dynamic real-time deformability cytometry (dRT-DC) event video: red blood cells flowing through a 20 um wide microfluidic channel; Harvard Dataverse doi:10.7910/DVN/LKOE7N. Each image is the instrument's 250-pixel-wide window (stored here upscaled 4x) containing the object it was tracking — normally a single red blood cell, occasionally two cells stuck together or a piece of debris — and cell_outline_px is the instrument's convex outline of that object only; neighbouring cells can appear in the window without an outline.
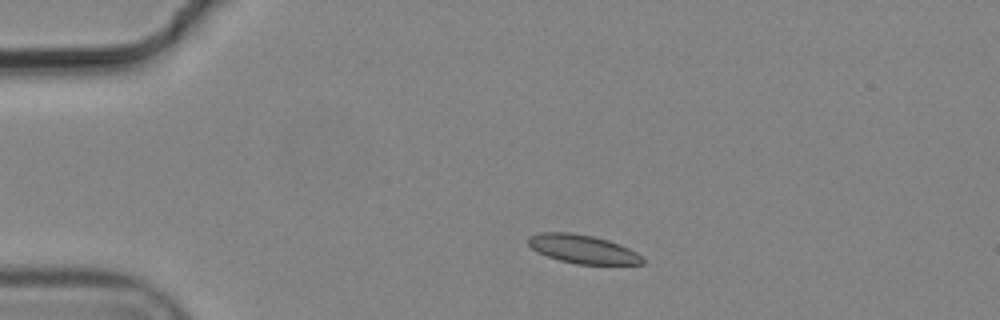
{"species": "common noctule bat (a hibernating species)", "species_latin": "Nyctalus noctula", "temperature_condition": "cold", "stored_images_in_passage": 3, "camera_frame_rate_fps": 3000, "um_per_image_px": 0.085, "animal": {"sex": "male", "body_mass_g": 19.2, "forearm_length_mm": 51.8}, "frame": {"image": 1, "passage_image": 1, "time_ms": 0.0, "image_size_px": [1000, 320], "cell_outline_px": [[644, 264], [576, 264], [560, 260], [536, 252], [528, 244], [528, 236], [540, 232], [572, 232], [592, 236], [608, 240], [620, 244], [644, 256]], "centroid_in_image_um": [49.53, 21.17], "position_along_channel_um": 35.5, "area_um2": 19.13}}
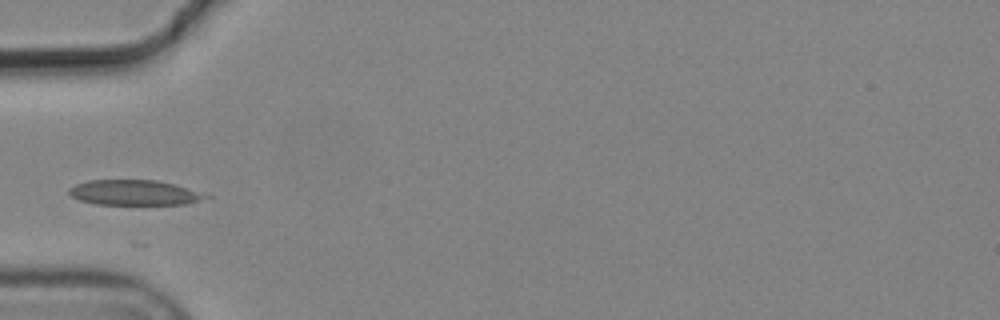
{"frame": {"image": 2, "passage_image": 3, "time_ms": 0.667, "image_size_px": [1000, 320], "cell_outline_px": [[212, 196], [188, 204], [96, 204], [80, 200], [72, 196], [68, 192], [68, 188], [76, 184], [88, 180], [156, 180], [172, 184]], "centroid_in_image_um": [11.37, 16.37], "position_along_channel_um": 73.6, "area_um2": 19.77}}